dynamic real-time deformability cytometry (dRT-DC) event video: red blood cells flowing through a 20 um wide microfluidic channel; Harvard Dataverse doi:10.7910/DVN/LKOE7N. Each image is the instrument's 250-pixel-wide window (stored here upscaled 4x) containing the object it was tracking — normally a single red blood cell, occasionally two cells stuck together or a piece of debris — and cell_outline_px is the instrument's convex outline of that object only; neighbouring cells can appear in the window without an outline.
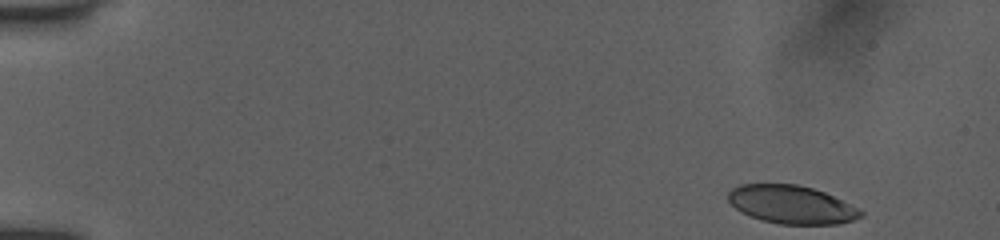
{"species": "human", "species_latin": "Homo sapiens", "temperature_condition": "room temperature", "stored_images_in_passage": 46, "camera_frame_rate_fps": 3000, "um_per_image_px": 0.085, "donor": {"sex": "female"}, "frame": {"image": 1, "passage_image": 1, "time_ms": 0.0, "image_size_px": [1000, 240], "cell_outline_px": [[864, 216], [840, 224], [780, 224], [764, 220], [740, 212], [728, 200], [728, 192], [732, 188], [740, 184], [796, 184], [812, 188], [824, 192], [864, 212]], "centroid_in_image_um": [67.26, 17.39], "position_along_channel_um": 17.7, "area_um2": 29.19}}
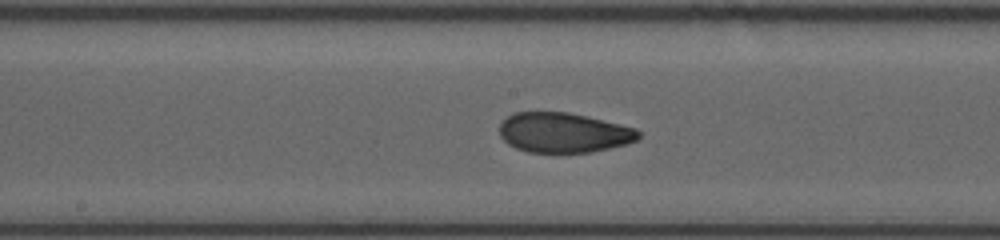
{"frame": {"image": 2, "passage_image": 24, "time_ms": 8.0, "image_size_px": [1000, 240], "cell_outline_px": [[640, 140], [628, 144], [592, 152], [528, 152], [516, 148], [508, 144], [500, 136], [500, 124], [512, 112], [568, 112], [588, 116], [636, 128], [640, 132]], "centroid_in_image_um": [47.94, 11.27], "position_along_channel_um": 200.3, "area_um2": 32.54}}
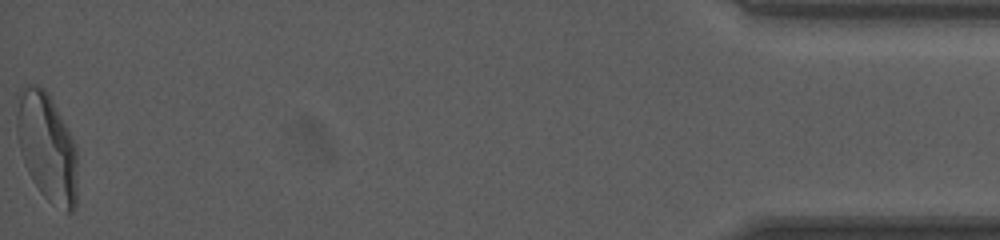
{"frame": {"image": 3, "passage_image": 46, "time_ms": 16.0, "image_size_px": [1000, 240], "cell_outline_px": [[76, 208], [72, 212], [68, 212], [48, 200], [40, 192], [32, 180], [24, 164], [20, 148], [16, 128], [16, 92], [24, 84], [28, 84], [44, 88], [48, 92], [76, 148]], "centroid_in_image_um": [3.94, 12.46], "position_along_channel_um": 431.3, "area_um2": 38.15}, "authors_computed_cell_mechanics": {"area_um2": 32.6281, "velocity_mm_per_s": 3.9753, "shape_relaxation_time_tau1_ms": 7.0554, "shape_relaxation_time_tau2_ms": 1.4633, "deformation_change_tau1": 0.2054, "deformation_change_tau2": 0.0669}}